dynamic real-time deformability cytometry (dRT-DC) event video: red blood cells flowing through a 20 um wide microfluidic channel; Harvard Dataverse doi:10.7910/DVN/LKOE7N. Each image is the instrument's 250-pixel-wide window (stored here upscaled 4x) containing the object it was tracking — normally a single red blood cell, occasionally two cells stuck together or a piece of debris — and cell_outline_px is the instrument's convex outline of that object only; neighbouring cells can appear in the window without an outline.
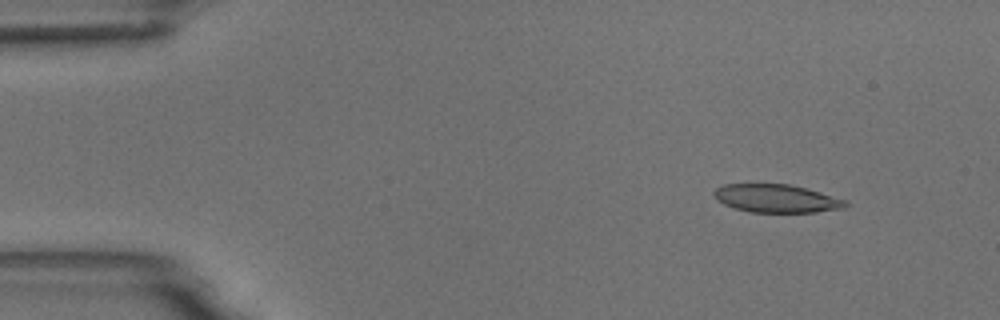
{"species": "common noctule bat (a hibernating species)", "species_latin": "Nyctalus noctula", "temperature_condition": "room temperature", "stored_images_in_passage": 6, "camera_frame_rate_fps": 3000, "um_per_image_px": 0.085, "animal": {"sex": "male", "body_mass_g": 18.8}, "frame": {"image": 1, "passage_image": 1, "time_ms": 0.0, "image_size_px": [1000, 320], "cell_outline_px": [[848, 204], [844, 208], [816, 212], [752, 212], [736, 208], [724, 204], [716, 200], [712, 192], [716, 188], [724, 184], [788, 184], [804, 188], [848, 200]], "centroid_in_image_um": [65.99, 16.87], "position_along_channel_um": 19.0, "area_um2": 21.44}}
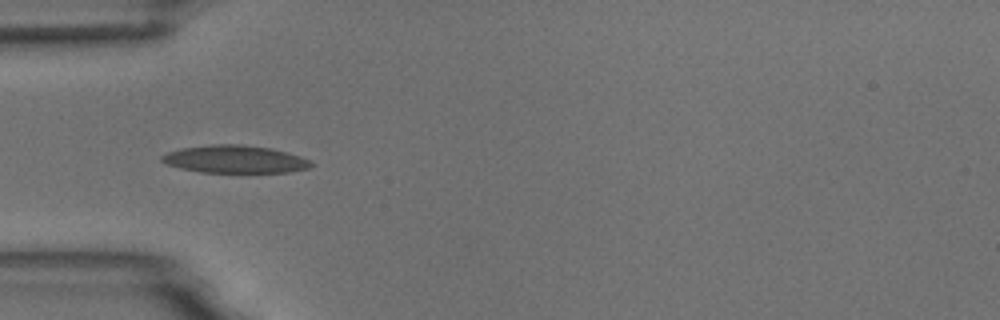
{"frame": {"image": 2, "passage_image": 4, "time_ms": 3.667, "image_size_px": [1000, 320], "cell_outline_px": [[312, 164], [308, 168], [288, 172], [200, 172], [180, 168], [168, 164], [160, 160], [160, 156], [168, 152], [180, 148], [212, 144], [240, 144], [268, 148], [300, 156], [312, 160]], "centroid_in_image_um": [19.93, 13.53], "position_along_channel_um": 65.1, "area_um2": 23.87}}